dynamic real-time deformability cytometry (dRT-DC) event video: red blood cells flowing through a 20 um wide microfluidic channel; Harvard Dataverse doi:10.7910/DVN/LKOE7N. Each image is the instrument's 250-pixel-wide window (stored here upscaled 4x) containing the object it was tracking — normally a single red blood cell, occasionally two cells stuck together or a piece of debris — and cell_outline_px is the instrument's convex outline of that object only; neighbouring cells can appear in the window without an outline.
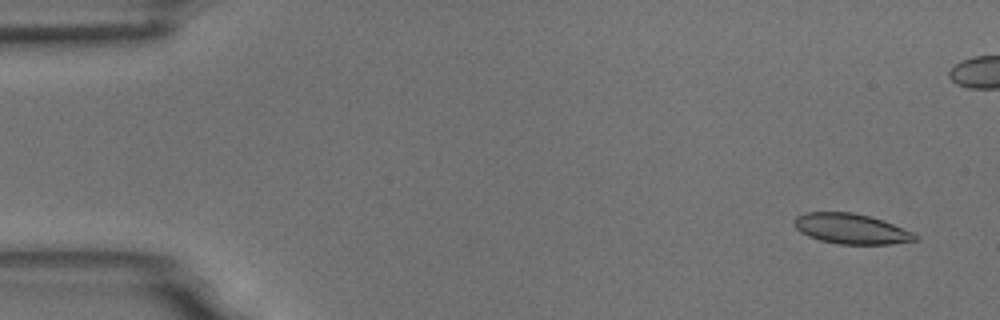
{"species": "common noctule bat (a hibernating species)", "species_latin": "Nyctalus noctula", "temperature_condition": "room temperature", "stored_images_in_passage": 5, "camera_frame_rate_fps": 3000, "um_per_image_px": 0.085, "animal": {"sex": "male", "body_mass_g": 18.8}, "frame": {"image": 1, "passage_image": 1, "time_ms": 0.0, "image_size_px": [1000, 320], "cell_outline_px": [[920, 240], [892, 244], [840, 244], [820, 240], [808, 236], [800, 232], [796, 228], [792, 220], [796, 216], [804, 212], [852, 212], [872, 216], [884, 220], [912, 232], [920, 236]], "centroid_in_image_um": [72.37, 19.44], "position_along_channel_um": 12.6, "area_um2": 21.62}}